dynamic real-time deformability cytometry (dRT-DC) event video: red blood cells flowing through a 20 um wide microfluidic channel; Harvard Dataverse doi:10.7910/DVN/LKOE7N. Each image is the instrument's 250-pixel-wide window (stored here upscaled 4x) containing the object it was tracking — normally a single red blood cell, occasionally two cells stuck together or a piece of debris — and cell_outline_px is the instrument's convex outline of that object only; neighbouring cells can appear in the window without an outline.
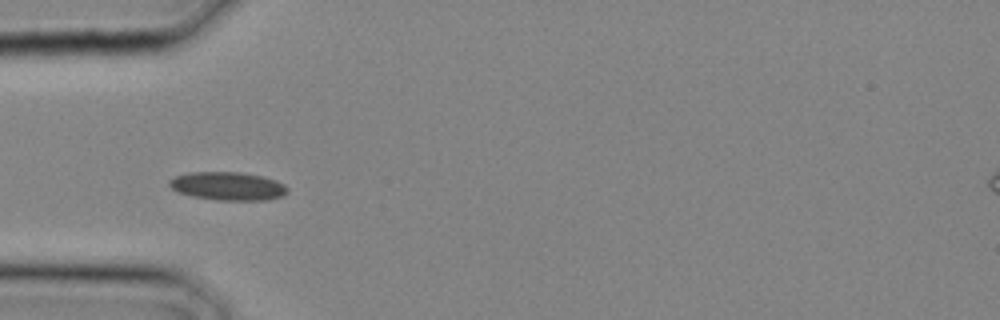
{"species": "common noctule bat (a hibernating species)", "species_latin": "Nyctalus noctula", "temperature_condition": "cold", "stored_images_in_passage": 2, "camera_frame_rate_fps": 3000, "um_per_image_px": 0.085, "animal": {"sex": "male", "body_mass_g": 20.4}, "frame": {"image": 1, "passage_image": 2, "time_ms": 0.333, "image_size_px": [1000, 320], "cell_outline_px": [[288, 192], [280, 196], [268, 200], [216, 200], [192, 196], [180, 192], [172, 188], [168, 184], [168, 180], [176, 176], [188, 172], [240, 172], [260, 176], [276, 180], [284, 184], [288, 188]], "centroid_in_image_um": [19.36, 15.82], "position_along_channel_um": 65.6, "area_um2": 19.42}}